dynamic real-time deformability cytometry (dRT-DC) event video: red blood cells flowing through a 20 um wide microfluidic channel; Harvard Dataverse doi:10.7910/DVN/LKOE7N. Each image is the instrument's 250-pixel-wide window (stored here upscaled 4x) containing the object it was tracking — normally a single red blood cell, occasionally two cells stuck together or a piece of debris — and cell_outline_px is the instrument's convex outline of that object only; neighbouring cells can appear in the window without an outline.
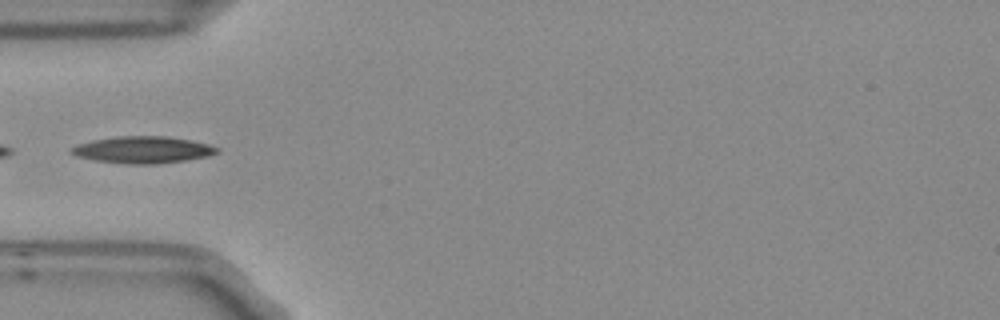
{"species": "Egyptian fruit bat (a non-hibernating species)", "species_latin": "Rousettus aegyptiacus", "temperature_condition": "room temperature", "stored_images_in_passage": 4, "camera_frame_rate_fps": 3000, "um_per_image_px": 0.085, "frame": {"image": 1, "passage_image": 3, "time_ms": 0.667, "image_size_px": [1000, 320], "cell_outline_px": [[220, 152], [208, 156], [184, 160], [156, 164], [128, 164], [96, 160], [76, 156], [68, 152], [68, 148], [76, 144], [92, 140], [116, 136], [168, 136], [192, 140], [208, 144], [220, 148]], "centroid_in_image_um": [12.12, 12.72], "position_along_channel_um": 72.9, "area_um2": 23.0}}